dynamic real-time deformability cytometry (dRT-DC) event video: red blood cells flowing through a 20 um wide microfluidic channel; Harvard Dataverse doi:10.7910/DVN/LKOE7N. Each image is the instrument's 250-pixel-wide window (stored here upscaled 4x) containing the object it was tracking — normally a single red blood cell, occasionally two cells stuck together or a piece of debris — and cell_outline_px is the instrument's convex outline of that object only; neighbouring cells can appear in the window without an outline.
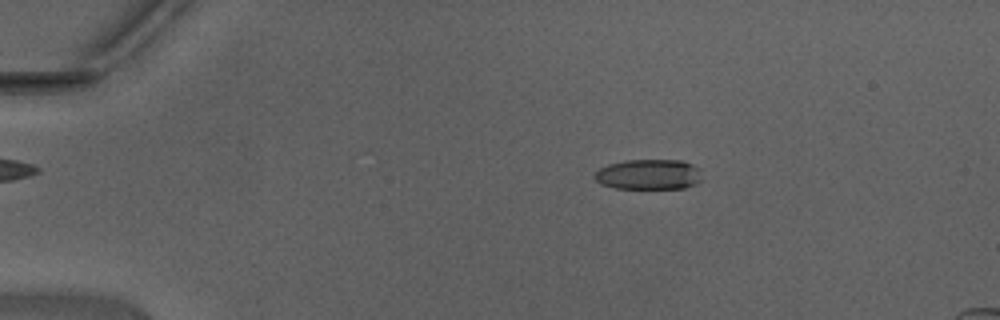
{"species": "Egyptian fruit bat (a non-hibernating species)", "species_latin": "Rousettus aegyptiacus", "temperature_condition": "warm", "stored_images_in_passage": 39, "camera_frame_rate_fps": 3000, "um_per_image_px": 0.085, "animal": {"sex": "male"}, "frame": {"image": 1, "passage_image": 1, "time_ms": 0.0, "image_size_px": [1000, 320], "cell_outline_px": [[700, 180], [696, 184], [684, 188], [616, 188], [600, 184], [592, 176], [600, 168], [608, 164], [624, 160], [680, 160], [692, 164], [700, 168]], "centroid_in_image_um": [55.13, 14.82], "position_along_channel_um": 29.9, "area_um2": 19.02}}
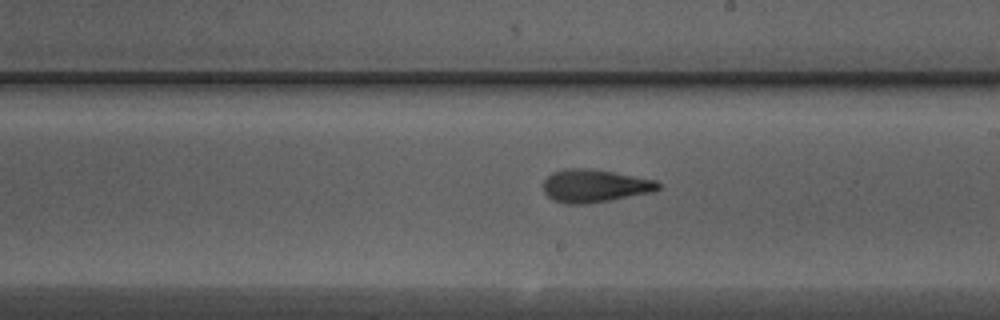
{"frame": {"image": 2, "passage_image": 20, "time_ms": 6.333, "image_size_px": [1000, 320], "cell_outline_px": [[660, 188], [652, 192], [588, 204], [568, 204], [552, 200], [544, 192], [544, 180], [552, 172], [564, 168], [584, 168], [612, 172], [656, 180], [660, 184]], "centroid_in_image_um": [50.52, 15.8], "position_along_channel_um": 238.5, "area_um2": 21.91}}
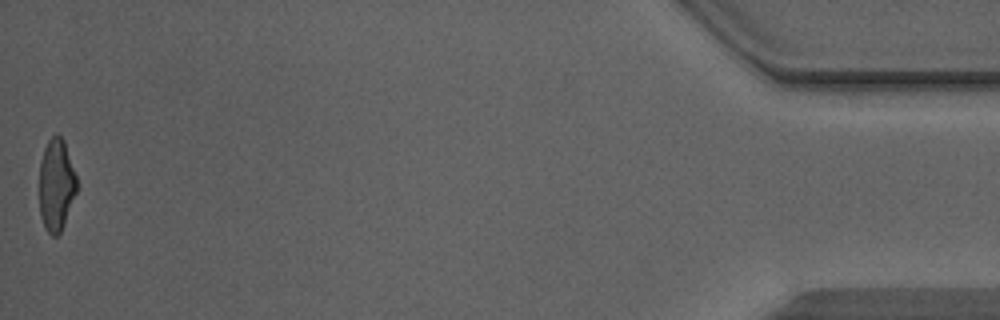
{"frame": {"image": 3, "passage_image": 39, "time_ms": 12.667, "image_size_px": [1000, 320], "cell_outline_px": [[76, 192], [64, 224], [60, 232], [56, 236], [52, 236], [44, 228], [40, 216], [40, 160], [44, 148], [48, 140], [56, 132], [64, 140], [76, 176]], "centroid_in_image_um": [4.77, 15.71], "position_along_channel_um": 430.4, "area_um2": 20.0}, "authors_computed_cell_mechanics": {"area_um2": 21.386, "velocity_mm_per_s": 4.4592, "shape_relaxation_time_tau1_ms": 5.2334, "shape_relaxation_time_tau2_ms": 1.7512, "deformation_change_tau1": 0.1865, "deformation_change_tau2": 0.1139}}